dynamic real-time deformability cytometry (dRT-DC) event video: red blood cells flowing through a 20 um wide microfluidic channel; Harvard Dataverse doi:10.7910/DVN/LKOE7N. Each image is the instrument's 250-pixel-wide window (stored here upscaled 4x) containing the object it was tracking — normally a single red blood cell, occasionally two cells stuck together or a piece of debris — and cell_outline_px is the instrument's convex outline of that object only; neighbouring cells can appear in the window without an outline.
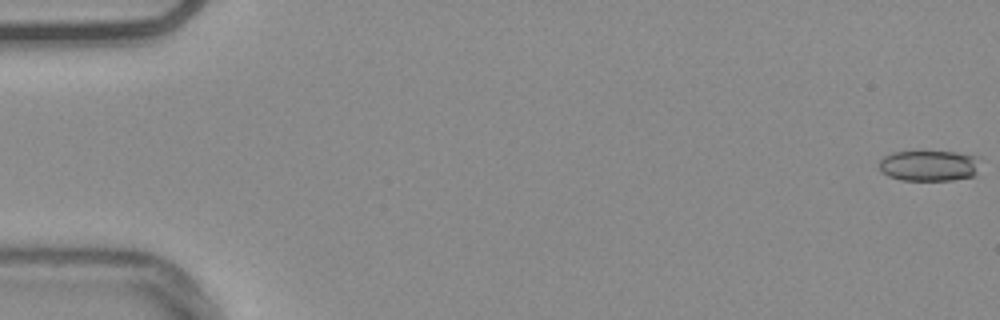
{"species": "common noctule bat (a hibernating species)", "species_latin": "Nyctalus noctula", "temperature_condition": "warm", "stored_images_in_passage": 55, "camera_frame_rate_fps": 3000, "um_per_image_px": 0.085, "animal": {"sex": "male", "body_mass_g": 20.4}, "frame": {"image": 1, "passage_image": 1, "time_ms": 0.0, "image_size_px": [1000, 320], "cell_outline_px": [[980, 156], [976, 176], [952, 180], [900, 180], [888, 176], [880, 172], [880, 160], [884, 156], [892, 152], [956, 152]], "centroid_in_image_um": [79.0, 14.09], "position_along_channel_um": 6.0, "area_um2": 18.32}}
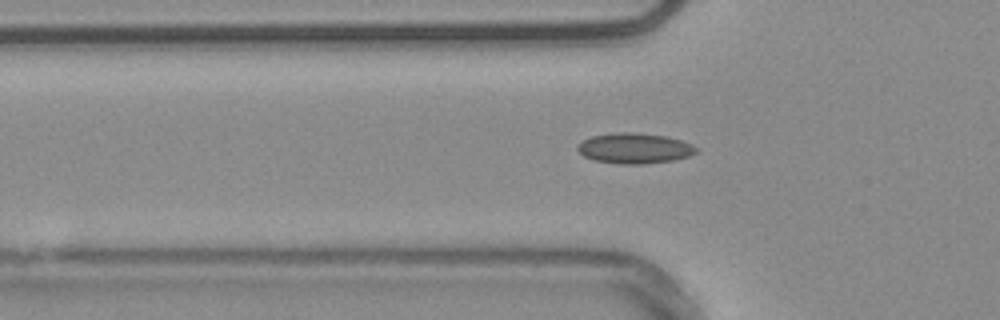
{"frame": {"image": 2, "passage_image": 19, "time_ms": 6.0, "image_size_px": [1000, 320], "cell_outline_px": [[696, 152], [688, 156], [672, 160], [644, 164], [620, 164], [596, 160], [584, 156], [576, 148], [576, 144], [592, 136], [616, 132], [636, 132], [668, 136], [692, 144], [696, 148]], "centroid_in_image_um": [53.92, 12.59], "position_along_channel_um": 71.9, "area_um2": 20.98}}
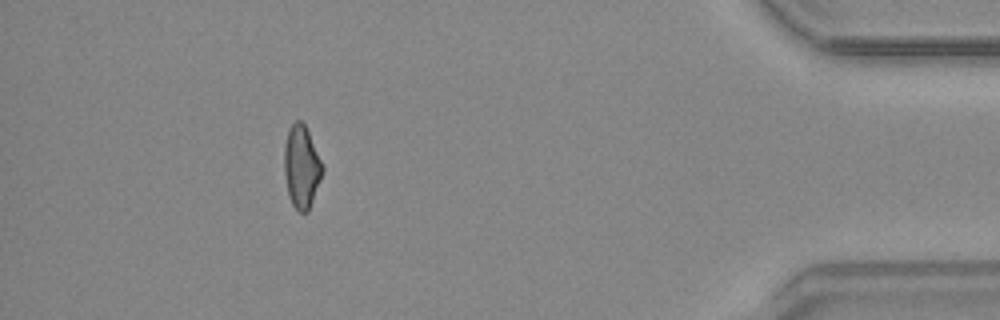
{"frame": {"image": 3, "passage_image": 50, "time_ms": 16.333, "image_size_px": [1000, 320], "cell_outline_px": [[324, 172], [308, 212], [300, 212], [292, 204], [288, 196], [284, 172], [284, 148], [288, 132], [292, 124], [296, 120], [300, 120], [304, 124], [308, 132], [324, 168]], "centroid_in_image_um": [25.63, 14.21], "position_along_channel_um": 409.6, "area_um2": 18.26}, "authors_computed_cell_mechanics": {"area_um2": 18.9584, "velocity_mm_per_s": 3.7785, "shape_relaxation_time_tau1_ms": null, "shape_relaxation_time_tau2_ms": 1.8071, "deformation_change_tau1": null, "deformation_change_tau2": 0.0645}}